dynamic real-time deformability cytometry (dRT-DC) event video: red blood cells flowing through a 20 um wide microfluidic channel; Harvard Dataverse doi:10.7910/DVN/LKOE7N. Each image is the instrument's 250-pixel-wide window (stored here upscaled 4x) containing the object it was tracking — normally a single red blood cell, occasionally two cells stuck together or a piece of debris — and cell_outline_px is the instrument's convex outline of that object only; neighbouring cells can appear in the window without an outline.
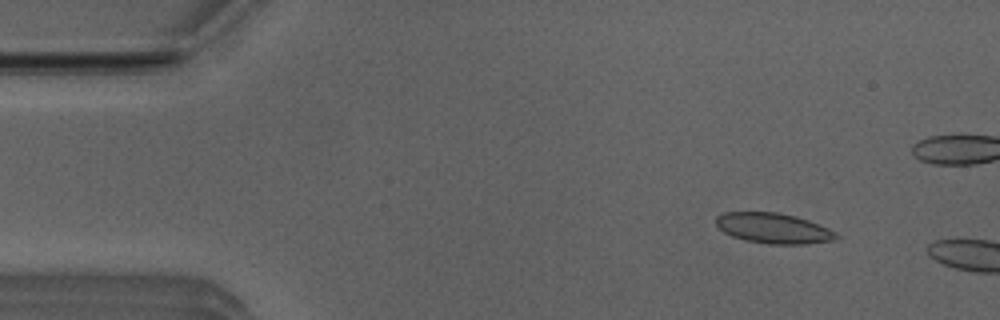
{"species": "Egyptian fruit bat (a non-hibernating species)", "species_latin": "Rousettus aegyptiacus", "temperature_condition": "room temperature", "stored_images_in_passage": 11, "camera_frame_rate_fps": 3000, "um_per_image_px": 0.085, "animal": {"sex": "male"}, "frame": {"image": 1, "passage_image": 5, "time_ms": 1.333, "image_size_px": [1000, 320], "cell_outline_px": [[840, 236], [836, 240], [808, 244], [768, 244], [744, 240], [732, 236], [724, 232], [716, 224], [716, 216], [724, 212], [776, 212], [796, 216], [808, 220], [828, 228], [836, 232]], "centroid_in_image_um": [65.76, 19.41], "position_along_channel_um": 19.2, "area_um2": 21.39}}